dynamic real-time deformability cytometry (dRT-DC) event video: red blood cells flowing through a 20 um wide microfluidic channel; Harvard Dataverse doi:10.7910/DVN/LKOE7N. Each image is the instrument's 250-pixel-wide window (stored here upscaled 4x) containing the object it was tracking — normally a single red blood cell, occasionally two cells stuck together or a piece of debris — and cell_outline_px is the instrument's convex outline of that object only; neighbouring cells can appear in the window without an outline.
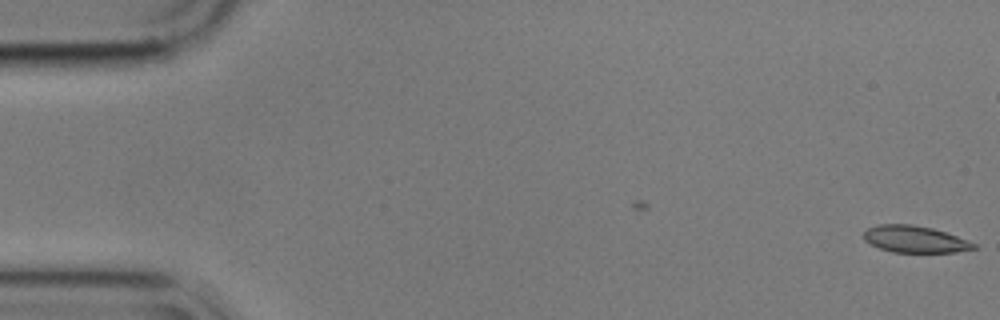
{"species": "common noctule bat (a hibernating species)", "species_latin": "Nyctalus noctula", "temperature_condition": "cold", "stored_images_in_passage": 3, "camera_frame_rate_fps": 3000, "um_per_image_px": 0.085, "animal": {"sex": "male", "body_mass_g": 17.9}, "frame": {"image": 1, "passage_image": 3, "time_ms": 0.667, "image_size_px": [1000, 320], "cell_outline_px": [[976, 248], [956, 252], [892, 252], [880, 248], [864, 240], [864, 232], [868, 228], [880, 224], [912, 224], [932, 228], [968, 240], [976, 244]], "centroid_in_image_um": [77.76, 20.33], "position_along_channel_um": 7.2, "area_um2": 16.99}}